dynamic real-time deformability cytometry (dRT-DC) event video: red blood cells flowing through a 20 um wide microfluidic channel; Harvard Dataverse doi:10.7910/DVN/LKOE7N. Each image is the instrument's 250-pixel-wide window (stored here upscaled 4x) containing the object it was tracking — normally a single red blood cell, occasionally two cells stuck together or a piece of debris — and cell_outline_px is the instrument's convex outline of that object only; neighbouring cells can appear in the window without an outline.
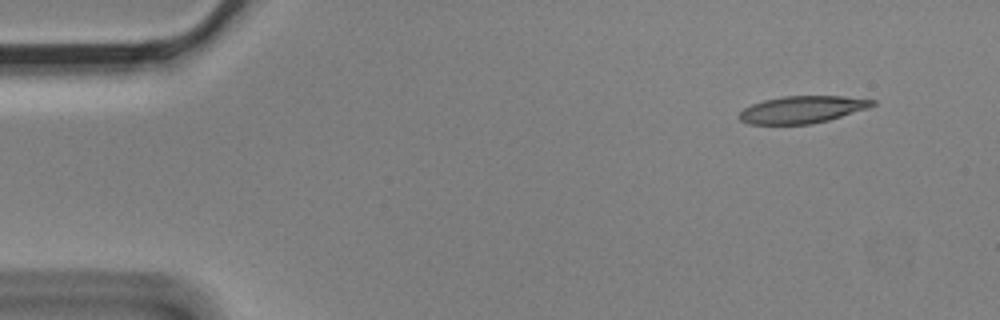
{"species": "Egyptian fruit bat (a non-hibernating species)", "species_latin": "Rousettus aegyptiacus", "temperature_condition": "cold", "stored_images_in_passage": 4, "camera_frame_rate_fps": 3000, "um_per_image_px": 0.085, "animal": {"sex": "male"}, "frame": {"image": 1, "passage_image": 1, "time_ms": 0.0, "image_size_px": [1000, 320], "cell_outline_px": [[876, 104], [868, 108], [828, 120], [812, 124], [748, 124], [740, 120], [740, 112], [744, 108], [752, 104], [764, 100], [784, 96], [844, 96], [876, 100]], "centroid_in_image_um": [68.2, 9.31], "position_along_channel_um": 16.8, "area_um2": 20.98}}
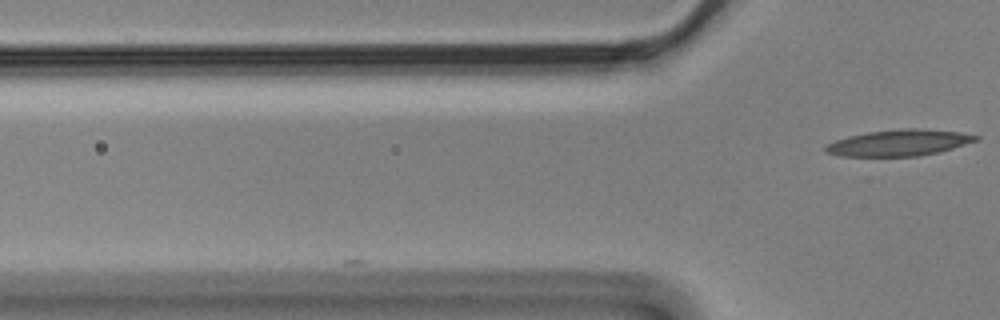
{"frame": {"image": 2, "passage_image": 4, "time_ms": 1.0, "image_size_px": [1000, 320], "cell_outline_px": [[980, 140], [940, 152], [920, 156], [840, 156], [824, 152], [824, 148], [828, 144], [836, 140], [848, 136], [868, 132], [904, 128], [916, 128], [960, 132], [980, 136]], "centroid_in_image_um": [76.45, 12.14], "position_along_channel_um": 49.3, "area_um2": 23.06}}